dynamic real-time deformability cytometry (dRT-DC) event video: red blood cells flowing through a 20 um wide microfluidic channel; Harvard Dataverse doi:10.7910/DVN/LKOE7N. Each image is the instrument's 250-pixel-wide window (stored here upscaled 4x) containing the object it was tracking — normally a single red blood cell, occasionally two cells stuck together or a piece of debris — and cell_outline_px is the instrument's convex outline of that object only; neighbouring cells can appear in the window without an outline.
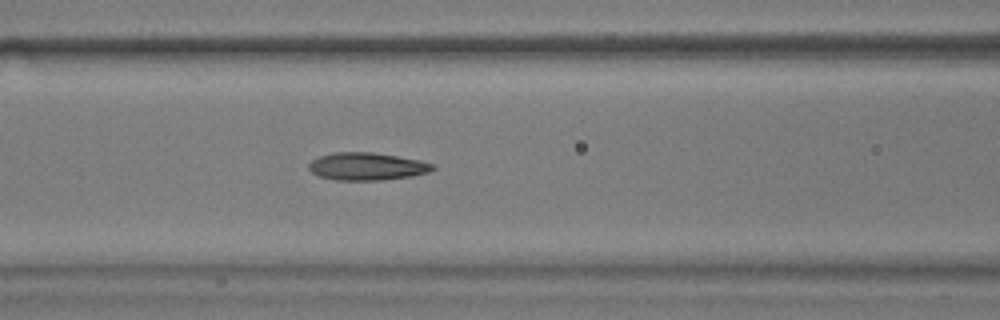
{"species": "common noctule bat (a hibernating species)", "species_latin": "Nyctalus noctula", "temperature_condition": "warm", "stored_images_in_passage": 6, "camera_frame_rate_fps": 3000, "um_per_image_px": 0.085, "animal": {"sex": "male", "body_mass_g": 17.9}, "frame": {"image": 1, "passage_image": 6, "time_ms": 1.667, "image_size_px": [1000, 320], "cell_outline_px": [[436, 168], [428, 172], [412, 176], [380, 180], [336, 180], [320, 176], [312, 172], [308, 168], [308, 164], [312, 160], [320, 156], [332, 152], [372, 152], [420, 160], [436, 164]], "centroid_in_image_um": [31.2, 14.14], "position_along_channel_um": 135.4, "area_um2": 19.94}}